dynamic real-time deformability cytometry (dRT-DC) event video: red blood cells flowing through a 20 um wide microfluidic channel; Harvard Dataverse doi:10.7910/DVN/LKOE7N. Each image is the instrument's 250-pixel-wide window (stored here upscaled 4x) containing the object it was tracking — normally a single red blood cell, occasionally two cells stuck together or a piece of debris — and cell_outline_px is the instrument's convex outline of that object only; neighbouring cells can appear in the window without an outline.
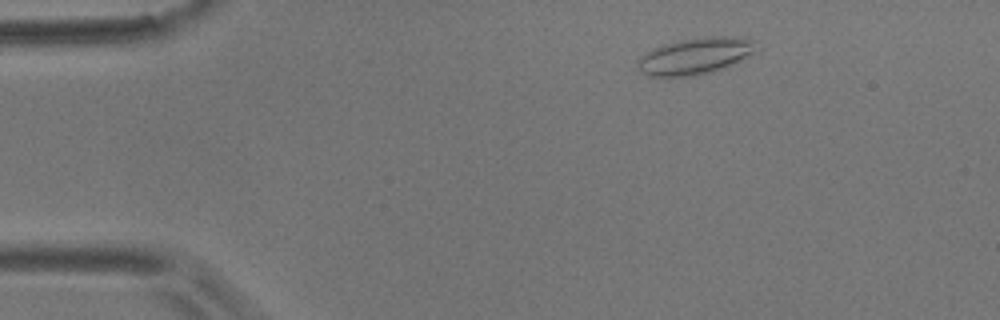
{"species": "common noctule bat (a hibernating species)", "species_latin": "Nyctalus noctula", "temperature_condition": "room temperature", "stored_images_in_passage": 5, "camera_frame_rate_fps": 3000, "um_per_image_px": 0.085, "animal": {"sex": "male", "body_mass_g": 17.9}, "frame": {"image": 1, "passage_image": 2, "time_ms": 0.333, "image_size_px": [1000, 320], "cell_outline_px": [[756, 52], [732, 64], [712, 72], [692, 76], [648, 76], [640, 72], [636, 68], [636, 60], [644, 52], [652, 48], [664, 44], [680, 40], [708, 36], [732, 36], [756, 40]], "centroid_in_image_um": [59.05, 4.76], "position_along_channel_um": 26.0, "area_um2": 25.55}}